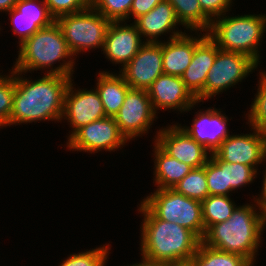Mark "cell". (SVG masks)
Returning <instances> with one entry per match:
<instances>
[{"label":"cell","instance_id":"obj_14","mask_svg":"<svg viewBox=\"0 0 266 266\" xmlns=\"http://www.w3.org/2000/svg\"><path fill=\"white\" fill-rule=\"evenodd\" d=\"M154 110L176 109L190 111L197 98L185 86L181 77L161 74L147 89ZM158 108V109H157Z\"/></svg>","mask_w":266,"mask_h":266},{"label":"cell","instance_id":"obj_22","mask_svg":"<svg viewBox=\"0 0 266 266\" xmlns=\"http://www.w3.org/2000/svg\"><path fill=\"white\" fill-rule=\"evenodd\" d=\"M155 182L157 189H173L194 168L168 155L155 142Z\"/></svg>","mask_w":266,"mask_h":266},{"label":"cell","instance_id":"obj_18","mask_svg":"<svg viewBox=\"0 0 266 266\" xmlns=\"http://www.w3.org/2000/svg\"><path fill=\"white\" fill-rule=\"evenodd\" d=\"M199 112L193 120L192 127L186 126L182 129L211 154L230 135L226 126L228 119L221 114V111L214 108Z\"/></svg>","mask_w":266,"mask_h":266},{"label":"cell","instance_id":"obj_19","mask_svg":"<svg viewBox=\"0 0 266 266\" xmlns=\"http://www.w3.org/2000/svg\"><path fill=\"white\" fill-rule=\"evenodd\" d=\"M168 42H162L163 73L181 77L190 65L195 47L207 36L190 37L183 32H172Z\"/></svg>","mask_w":266,"mask_h":266},{"label":"cell","instance_id":"obj_37","mask_svg":"<svg viewBox=\"0 0 266 266\" xmlns=\"http://www.w3.org/2000/svg\"><path fill=\"white\" fill-rule=\"evenodd\" d=\"M163 0H133L129 15L135 19L151 11L158 3Z\"/></svg>","mask_w":266,"mask_h":266},{"label":"cell","instance_id":"obj_16","mask_svg":"<svg viewBox=\"0 0 266 266\" xmlns=\"http://www.w3.org/2000/svg\"><path fill=\"white\" fill-rule=\"evenodd\" d=\"M119 23L110 22L103 51L110 61L122 63L124 68L145 43L141 41L140 32L134 24L125 26Z\"/></svg>","mask_w":266,"mask_h":266},{"label":"cell","instance_id":"obj_15","mask_svg":"<svg viewBox=\"0 0 266 266\" xmlns=\"http://www.w3.org/2000/svg\"><path fill=\"white\" fill-rule=\"evenodd\" d=\"M72 83H69L65 93L63 115L70 122L73 132L84 125L106 117L103 103L98 92L94 90H79L74 93Z\"/></svg>","mask_w":266,"mask_h":266},{"label":"cell","instance_id":"obj_39","mask_svg":"<svg viewBox=\"0 0 266 266\" xmlns=\"http://www.w3.org/2000/svg\"><path fill=\"white\" fill-rule=\"evenodd\" d=\"M18 0H0V11H10Z\"/></svg>","mask_w":266,"mask_h":266},{"label":"cell","instance_id":"obj_35","mask_svg":"<svg viewBox=\"0 0 266 266\" xmlns=\"http://www.w3.org/2000/svg\"><path fill=\"white\" fill-rule=\"evenodd\" d=\"M55 20L66 14L77 13L91 6V0H44Z\"/></svg>","mask_w":266,"mask_h":266},{"label":"cell","instance_id":"obj_5","mask_svg":"<svg viewBox=\"0 0 266 266\" xmlns=\"http://www.w3.org/2000/svg\"><path fill=\"white\" fill-rule=\"evenodd\" d=\"M19 46L18 59L13 67V70L19 74L26 73L28 70L49 68L56 61L59 62L68 57L70 60L73 55L56 21L38 30Z\"/></svg>","mask_w":266,"mask_h":266},{"label":"cell","instance_id":"obj_7","mask_svg":"<svg viewBox=\"0 0 266 266\" xmlns=\"http://www.w3.org/2000/svg\"><path fill=\"white\" fill-rule=\"evenodd\" d=\"M64 39L73 55L91 48L103 49L110 21L92 6L87 9L58 17Z\"/></svg>","mask_w":266,"mask_h":266},{"label":"cell","instance_id":"obj_11","mask_svg":"<svg viewBox=\"0 0 266 266\" xmlns=\"http://www.w3.org/2000/svg\"><path fill=\"white\" fill-rule=\"evenodd\" d=\"M120 73L130 88L147 90L163 74L162 42H145Z\"/></svg>","mask_w":266,"mask_h":266},{"label":"cell","instance_id":"obj_8","mask_svg":"<svg viewBox=\"0 0 266 266\" xmlns=\"http://www.w3.org/2000/svg\"><path fill=\"white\" fill-rule=\"evenodd\" d=\"M257 65L258 63L246 54L219 50L207 74L204 100L242 81Z\"/></svg>","mask_w":266,"mask_h":266},{"label":"cell","instance_id":"obj_4","mask_svg":"<svg viewBox=\"0 0 266 266\" xmlns=\"http://www.w3.org/2000/svg\"><path fill=\"white\" fill-rule=\"evenodd\" d=\"M213 19L207 33L220 50L240 52L259 62L258 45L266 26L265 15H241ZM219 19V20H218Z\"/></svg>","mask_w":266,"mask_h":266},{"label":"cell","instance_id":"obj_32","mask_svg":"<svg viewBox=\"0 0 266 266\" xmlns=\"http://www.w3.org/2000/svg\"><path fill=\"white\" fill-rule=\"evenodd\" d=\"M12 71L13 76H0V126L9 125L15 92L14 70Z\"/></svg>","mask_w":266,"mask_h":266},{"label":"cell","instance_id":"obj_38","mask_svg":"<svg viewBox=\"0 0 266 266\" xmlns=\"http://www.w3.org/2000/svg\"><path fill=\"white\" fill-rule=\"evenodd\" d=\"M261 196L256 199L257 205L262 212L266 211V171L263 179V189L261 191Z\"/></svg>","mask_w":266,"mask_h":266},{"label":"cell","instance_id":"obj_24","mask_svg":"<svg viewBox=\"0 0 266 266\" xmlns=\"http://www.w3.org/2000/svg\"><path fill=\"white\" fill-rule=\"evenodd\" d=\"M193 266H252L243 256L220 251L200 242L197 252L191 258Z\"/></svg>","mask_w":266,"mask_h":266},{"label":"cell","instance_id":"obj_3","mask_svg":"<svg viewBox=\"0 0 266 266\" xmlns=\"http://www.w3.org/2000/svg\"><path fill=\"white\" fill-rule=\"evenodd\" d=\"M254 209L249 204L236 207L227 221L210 226L201 242L220 251L241 255L253 265L264 229L263 212L259 214Z\"/></svg>","mask_w":266,"mask_h":266},{"label":"cell","instance_id":"obj_25","mask_svg":"<svg viewBox=\"0 0 266 266\" xmlns=\"http://www.w3.org/2000/svg\"><path fill=\"white\" fill-rule=\"evenodd\" d=\"M201 203L205 231L214 224L227 221L236 208L226 195H209Z\"/></svg>","mask_w":266,"mask_h":266},{"label":"cell","instance_id":"obj_41","mask_svg":"<svg viewBox=\"0 0 266 266\" xmlns=\"http://www.w3.org/2000/svg\"><path fill=\"white\" fill-rule=\"evenodd\" d=\"M143 260L141 263H137V264H134V265H131V266H164V263H161V262H158V261H153V260H150V259H147L145 257H142Z\"/></svg>","mask_w":266,"mask_h":266},{"label":"cell","instance_id":"obj_36","mask_svg":"<svg viewBox=\"0 0 266 266\" xmlns=\"http://www.w3.org/2000/svg\"><path fill=\"white\" fill-rule=\"evenodd\" d=\"M202 11L213 20L216 16L221 17L227 12L232 0H198ZM214 16V18H212Z\"/></svg>","mask_w":266,"mask_h":266},{"label":"cell","instance_id":"obj_40","mask_svg":"<svg viewBox=\"0 0 266 266\" xmlns=\"http://www.w3.org/2000/svg\"><path fill=\"white\" fill-rule=\"evenodd\" d=\"M164 266H193V260L168 261L164 263Z\"/></svg>","mask_w":266,"mask_h":266},{"label":"cell","instance_id":"obj_30","mask_svg":"<svg viewBox=\"0 0 266 266\" xmlns=\"http://www.w3.org/2000/svg\"><path fill=\"white\" fill-rule=\"evenodd\" d=\"M205 164V174L209 195H226L225 168L211 154Z\"/></svg>","mask_w":266,"mask_h":266},{"label":"cell","instance_id":"obj_9","mask_svg":"<svg viewBox=\"0 0 266 266\" xmlns=\"http://www.w3.org/2000/svg\"><path fill=\"white\" fill-rule=\"evenodd\" d=\"M68 147L75 151H112L124 145L126 137L120 132L114 117H104L82 126L70 134Z\"/></svg>","mask_w":266,"mask_h":266},{"label":"cell","instance_id":"obj_27","mask_svg":"<svg viewBox=\"0 0 266 266\" xmlns=\"http://www.w3.org/2000/svg\"><path fill=\"white\" fill-rule=\"evenodd\" d=\"M211 154L225 168L226 196H228L230 191L252 182L255 178L257 169H254L252 166L227 163L220 160L214 153Z\"/></svg>","mask_w":266,"mask_h":266},{"label":"cell","instance_id":"obj_17","mask_svg":"<svg viewBox=\"0 0 266 266\" xmlns=\"http://www.w3.org/2000/svg\"><path fill=\"white\" fill-rule=\"evenodd\" d=\"M220 49L208 35L195 47L190 65L181 76L185 86L197 98L204 100V85L208 71L214 63Z\"/></svg>","mask_w":266,"mask_h":266},{"label":"cell","instance_id":"obj_2","mask_svg":"<svg viewBox=\"0 0 266 266\" xmlns=\"http://www.w3.org/2000/svg\"><path fill=\"white\" fill-rule=\"evenodd\" d=\"M139 211L142 223V257L165 263L191 259L201 240L190 230L176 223L158 219L142 202Z\"/></svg>","mask_w":266,"mask_h":266},{"label":"cell","instance_id":"obj_21","mask_svg":"<svg viewBox=\"0 0 266 266\" xmlns=\"http://www.w3.org/2000/svg\"><path fill=\"white\" fill-rule=\"evenodd\" d=\"M96 91L103 103L107 117H114L121 108L130 86L124 77L109 72L99 73Z\"/></svg>","mask_w":266,"mask_h":266},{"label":"cell","instance_id":"obj_13","mask_svg":"<svg viewBox=\"0 0 266 266\" xmlns=\"http://www.w3.org/2000/svg\"><path fill=\"white\" fill-rule=\"evenodd\" d=\"M155 141L168 155L193 168L203 167L209 160L208 150L190 137L180 125L161 129Z\"/></svg>","mask_w":266,"mask_h":266},{"label":"cell","instance_id":"obj_26","mask_svg":"<svg viewBox=\"0 0 266 266\" xmlns=\"http://www.w3.org/2000/svg\"><path fill=\"white\" fill-rule=\"evenodd\" d=\"M173 189L179 194L202 202L209 196L205 165L194 168Z\"/></svg>","mask_w":266,"mask_h":266},{"label":"cell","instance_id":"obj_28","mask_svg":"<svg viewBox=\"0 0 266 266\" xmlns=\"http://www.w3.org/2000/svg\"><path fill=\"white\" fill-rule=\"evenodd\" d=\"M133 0H91V6L110 22L129 18Z\"/></svg>","mask_w":266,"mask_h":266},{"label":"cell","instance_id":"obj_20","mask_svg":"<svg viewBox=\"0 0 266 266\" xmlns=\"http://www.w3.org/2000/svg\"><path fill=\"white\" fill-rule=\"evenodd\" d=\"M179 23L174 7L168 0L158 3L151 11L134 21L140 35L148 37L147 42L157 43L158 36L168 33Z\"/></svg>","mask_w":266,"mask_h":266},{"label":"cell","instance_id":"obj_42","mask_svg":"<svg viewBox=\"0 0 266 266\" xmlns=\"http://www.w3.org/2000/svg\"><path fill=\"white\" fill-rule=\"evenodd\" d=\"M264 226L266 225V211L263 213Z\"/></svg>","mask_w":266,"mask_h":266},{"label":"cell","instance_id":"obj_33","mask_svg":"<svg viewBox=\"0 0 266 266\" xmlns=\"http://www.w3.org/2000/svg\"><path fill=\"white\" fill-rule=\"evenodd\" d=\"M99 247L79 254H71L59 266H105L109 246Z\"/></svg>","mask_w":266,"mask_h":266},{"label":"cell","instance_id":"obj_29","mask_svg":"<svg viewBox=\"0 0 266 266\" xmlns=\"http://www.w3.org/2000/svg\"><path fill=\"white\" fill-rule=\"evenodd\" d=\"M258 93L251 105L248 121L252 129L266 133V73L261 72Z\"/></svg>","mask_w":266,"mask_h":266},{"label":"cell","instance_id":"obj_12","mask_svg":"<svg viewBox=\"0 0 266 266\" xmlns=\"http://www.w3.org/2000/svg\"><path fill=\"white\" fill-rule=\"evenodd\" d=\"M253 134L229 135L214 154L227 163L252 166L266 159V133L255 129Z\"/></svg>","mask_w":266,"mask_h":266},{"label":"cell","instance_id":"obj_6","mask_svg":"<svg viewBox=\"0 0 266 266\" xmlns=\"http://www.w3.org/2000/svg\"><path fill=\"white\" fill-rule=\"evenodd\" d=\"M158 219L176 223L192 231L200 240L205 228L201 201L188 198L174 189H157L142 202Z\"/></svg>","mask_w":266,"mask_h":266},{"label":"cell","instance_id":"obj_23","mask_svg":"<svg viewBox=\"0 0 266 266\" xmlns=\"http://www.w3.org/2000/svg\"><path fill=\"white\" fill-rule=\"evenodd\" d=\"M174 7L179 23L190 28L208 32L211 19L202 11L198 0H168Z\"/></svg>","mask_w":266,"mask_h":266},{"label":"cell","instance_id":"obj_31","mask_svg":"<svg viewBox=\"0 0 266 266\" xmlns=\"http://www.w3.org/2000/svg\"><path fill=\"white\" fill-rule=\"evenodd\" d=\"M8 12L11 14L14 34L18 33L20 36L19 44L30 38L41 28L47 27L56 21L55 19L16 18V9L14 7Z\"/></svg>","mask_w":266,"mask_h":266},{"label":"cell","instance_id":"obj_1","mask_svg":"<svg viewBox=\"0 0 266 266\" xmlns=\"http://www.w3.org/2000/svg\"><path fill=\"white\" fill-rule=\"evenodd\" d=\"M73 61L50 69L43 78L36 81L19 78V72L14 70L15 92L9 126L37 120L59 121L63 118L65 93L73 81Z\"/></svg>","mask_w":266,"mask_h":266},{"label":"cell","instance_id":"obj_34","mask_svg":"<svg viewBox=\"0 0 266 266\" xmlns=\"http://www.w3.org/2000/svg\"><path fill=\"white\" fill-rule=\"evenodd\" d=\"M39 3V4H38ZM18 0L14 8L16 9V18L27 19H55L49 12L44 0Z\"/></svg>","mask_w":266,"mask_h":266},{"label":"cell","instance_id":"obj_10","mask_svg":"<svg viewBox=\"0 0 266 266\" xmlns=\"http://www.w3.org/2000/svg\"><path fill=\"white\" fill-rule=\"evenodd\" d=\"M155 115L156 111L152 106L147 90L130 88L114 118L120 132L128 140L145 134L150 129Z\"/></svg>","mask_w":266,"mask_h":266}]
</instances>
